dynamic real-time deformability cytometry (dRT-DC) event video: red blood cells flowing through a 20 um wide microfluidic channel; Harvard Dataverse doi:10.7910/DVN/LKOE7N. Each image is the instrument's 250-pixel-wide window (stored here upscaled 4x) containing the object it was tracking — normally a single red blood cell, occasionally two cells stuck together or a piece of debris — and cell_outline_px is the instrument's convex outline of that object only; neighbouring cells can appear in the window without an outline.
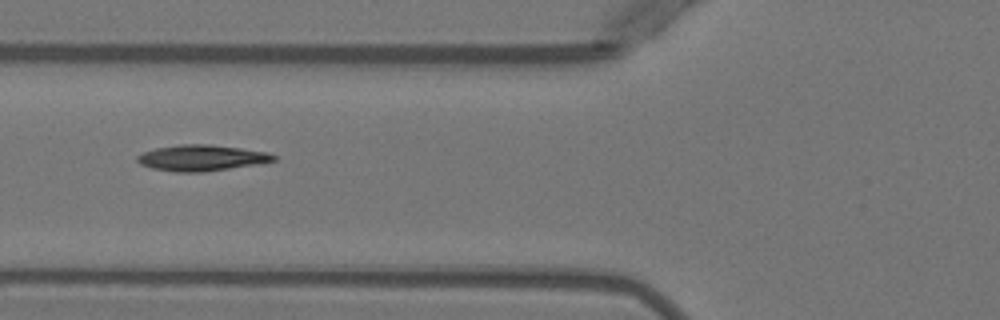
{"species": "Egyptian fruit bat (a non-hibernating species)", "species_latin": "Rousettus aegyptiacus", "temperature_condition": "warm", "stored_images_in_passage": 7, "camera_frame_rate_fps": 3000, "um_per_image_px": 0.085, "animal": {"sex": "female"}, "frame": {"image": 1, "passage_image": 7, "time_ms": 8.0, "image_size_px": [1000, 320], "cell_outline_px": [[276, 160], [256, 164], [204, 172], [176, 172], [152, 168], [140, 164], [136, 160], [136, 156], [144, 152], [156, 148], [180, 144], [208, 144], [240, 148], [268, 152], [276, 156]], "centroid_in_image_um": [17.11, 13.42], "position_along_channel_um": 108.7, "area_um2": 20.52}}